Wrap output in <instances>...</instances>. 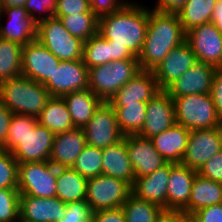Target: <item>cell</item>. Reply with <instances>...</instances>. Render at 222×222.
<instances>
[{
    "instance_id": "cell-1",
    "label": "cell",
    "mask_w": 222,
    "mask_h": 222,
    "mask_svg": "<svg viewBox=\"0 0 222 222\" xmlns=\"http://www.w3.org/2000/svg\"><path fill=\"white\" fill-rule=\"evenodd\" d=\"M186 41V32L176 12L149 9L144 44L138 55L141 70L152 71L168 53Z\"/></svg>"
},
{
    "instance_id": "cell-2",
    "label": "cell",
    "mask_w": 222,
    "mask_h": 222,
    "mask_svg": "<svg viewBox=\"0 0 222 222\" xmlns=\"http://www.w3.org/2000/svg\"><path fill=\"white\" fill-rule=\"evenodd\" d=\"M149 7L136 1L99 18L98 33L111 44L126 46L135 56L140 54L147 30Z\"/></svg>"
},
{
    "instance_id": "cell-3",
    "label": "cell",
    "mask_w": 222,
    "mask_h": 222,
    "mask_svg": "<svg viewBox=\"0 0 222 222\" xmlns=\"http://www.w3.org/2000/svg\"><path fill=\"white\" fill-rule=\"evenodd\" d=\"M50 97L43 84L23 75L0 82V99L13 114L37 117Z\"/></svg>"
},
{
    "instance_id": "cell-4",
    "label": "cell",
    "mask_w": 222,
    "mask_h": 222,
    "mask_svg": "<svg viewBox=\"0 0 222 222\" xmlns=\"http://www.w3.org/2000/svg\"><path fill=\"white\" fill-rule=\"evenodd\" d=\"M139 70L138 59H122L89 68L88 88L102 101L109 102Z\"/></svg>"
},
{
    "instance_id": "cell-5",
    "label": "cell",
    "mask_w": 222,
    "mask_h": 222,
    "mask_svg": "<svg viewBox=\"0 0 222 222\" xmlns=\"http://www.w3.org/2000/svg\"><path fill=\"white\" fill-rule=\"evenodd\" d=\"M176 123L192 130L220 127V119L210 94H192L173 99Z\"/></svg>"
},
{
    "instance_id": "cell-6",
    "label": "cell",
    "mask_w": 222,
    "mask_h": 222,
    "mask_svg": "<svg viewBox=\"0 0 222 222\" xmlns=\"http://www.w3.org/2000/svg\"><path fill=\"white\" fill-rule=\"evenodd\" d=\"M37 40L60 61L80 60L83 57L84 41L72 36L54 16L37 24Z\"/></svg>"
},
{
    "instance_id": "cell-7",
    "label": "cell",
    "mask_w": 222,
    "mask_h": 222,
    "mask_svg": "<svg viewBox=\"0 0 222 222\" xmlns=\"http://www.w3.org/2000/svg\"><path fill=\"white\" fill-rule=\"evenodd\" d=\"M58 168L49 161L18 164L17 189L20 195L56 197Z\"/></svg>"
},
{
    "instance_id": "cell-8",
    "label": "cell",
    "mask_w": 222,
    "mask_h": 222,
    "mask_svg": "<svg viewBox=\"0 0 222 222\" xmlns=\"http://www.w3.org/2000/svg\"><path fill=\"white\" fill-rule=\"evenodd\" d=\"M131 193L128 182L100 174L88 179L85 201L93 212L115 209L122 207Z\"/></svg>"
},
{
    "instance_id": "cell-9",
    "label": "cell",
    "mask_w": 222,
    "mask_h": 222,
    "mask_svg": "<svg viewBox=\"0 0 222 222\" xmlns=\"http://www.w3.org/2000/svg\"><path fill=\"white\" fill-rule=\"evenodd\" d=\"M83 130L87 144L101 149L118 143L125 136L119 128L113 106L105 101L96 108Z\"/></svg>"
},
{
    "instance_id": "cell-10",
    "label": "cell",
    "mask_w": 222,
    "mask_h": 222,
    "mask_svg": "<svg viewBox=\"0 0 222 222\" xmlns=\"http://www.w3.org/2000/svg\"><path fill=\"white\" fill-rule=\"evenodd\" d=\"M186 42L191 46L197 62L220 68L222 64V34L213 22L193 27L187 31Z\"/></svg>"
},
{
    "instance_id": "cell-11",
    "label": "cell",
    "mask_w": 222,
    "mask_h": 222,
    "mask_svg": "<svg viewBox=\"0 0 222 222\" xmlns=\"http://www.w3.org/2000/svg\"><path fill=\"white\" fill-rule=\"evenodd\" d=\"M222 150L220 127L190 131L185 153L180 164L196 170Z\"/></svg>"
},
{
    "instance_id": "cell-12",
    "label": "cell",
    "mask_w": 222,
    "mask_h": 222,
    "mask_svg": "<svg viewBox=\"0 0 222 222\" xmlns=\"http://www.w3.org/2000/svg\"><path fill=\"white\" fill-rule=\"evenodd\" d=\"M89 69L83 60L60 61L52 77L43 85L51 96L62 97L65 94L88 88Z\"/></svg>"
},
{
    "instance_id": "cell-13",
    "label": "cell",
    "mask_w": 222,
    "mask_h": 222,
    "mask_svg": "<svg viewBox=\"0 0 222 222\" xmlns=\"http://www.w3.org/2000/svg\"><path fill=\"white\" fill-rule=\"evenodd\" d=\"M60 60L39 40L35 39L22 48V75L44 84Z\"/></svg>"
},
{
    "instance_id": "cell-14",
    "label": "cell",
    "mask_w": 222,
    "mask_h": 222,
    "mask_svg": "<svg viewBox=\"0 0 222 222\" xmlns=\"http://www.w3.org/2000/svg\"><path fill=\"white\" fill-rule=\"evenodd\" d=\"M175 124L173 99L166 90H160L147 102L144 125L137 135L151 138Z\"/></svg>"
},
{
    "instance_id": "cell-15",
    "label": "cell",
    "mask_w": 222,
    "mask_h": 222,
    "mask_svg": "<svg viewBox=\"0 0 222 222\" xmlns=\"http://www.w3.org/2000/svg\"><path fill=\"white\" fill-rule=\"evenodd\" d=\"M54 133L38 122L32 130H28L21 142L11 151L16 161L42 162L49 161L52 150Z\"/></svg>"
},
{
    "instance_id": "cell-16",
    "label": "cell",
    "mask_w": 222,
    "mask_h": 222,
    "mask_svg": "<svg viewBox=\"0 0 222 222\" xmlns=\"http://www.w3.org/2000/svg\"><path fill=\"white\" fill-rule=\"evenodd\" d=\"M196 63L195 54L186 41L172 49L162 62L152 70L159 89L166 90Z\"/></svg>"
},
{
    "instance_id": "cell-17",
    "label": "cell",
    "mask_w": 222,
    "mask_h": 222,
    "mask_svg": "<svg viewBox=\"0 0 222 222\" xmlns=\"http://www.w3.org/2000/svg\"><path fill=\"white\" fill-rule=\"evenodd\" d=\"M126 149L135 178L149 175L167 164L149 138L126 135Z\"/></svg>"
},
{
    "instance_id": "cell-18",
    "label": "cell",
    "mask_w": 222,
    "mask_h": 222,
    "mask_svg": "<svg viewBox=\"0 0 222 222\" xmlns=\"http://www.w3.org/2000/svg\"><path fill=\"white\" fill-rule=\"evenodd\" d=\"M4 16L8 17V24L4 23L5 25L1 21ZM0 37L24 46L37 39V23L24 7L2 8L0 10Z\"/></svg>"
},
{
    "instance_id": "cell-19",
    "label": "cell",
    "mask_w": 222,
    "mask_h": 222,
    "mask_svg": "<svg viewBox=\"0 0 222 222\" xmlns=\"http://www.w3.org/2000/svg\"><path fill=\"white\" fill-rule=\"evenodd\" d=\"M216 69L212 65L197 62L187 69L166 91L172 99L192 94H210Z\"/></svg>"
},
{
    "instance_id": "cell-20",
    "label": "cell",
    "mask_w": 222,
    "mask_h": 222,
    "mask_svg": "<svg viewBox=\"0 0 222 222\" xmlns=\"http://www.w3.org/2000/svg\"><path fill=\"white\" fill-rule=\"evenodd\" d=\"M86 145L83 128L74 127L55 134L49 162L57 168H72Z\"/></svg>"
},
{
    "instance_id": "cell-21",
    "label": "cell",
    "mask_w": 222,
    "mask_h": 222,
    "mask_svg": "<svg viewBox=\"0 0 222 222\" xmlns=\"http://www.w3.org/2000/svg\"><path fill=\"white\" fill-rule=\"evenodd\" d=\"M160 91L152 71L139 72L124 84L109 100L113 107H124V103L148 102Z\"/></svg>"
},
{
    "instance_id": "cell-22",
    "label": "cell",
    "mask_w": 222,
    "mask_h": 222,
    "mask_svg": "<svg viewBox=\"0 0 222 222\" xmlns=\"http://www.w3.org/2000/svg\"><path fill=\"white\" fill-rule=\"evenodd\" d=\"M170 173L171 163H167L149 175L136 177L131 186L132 194L167 209V189Z\"/></svg>"
},
{
    "instance_id": "cell-23",
    "label": "cell",
    "mask_w": 222,
    "mask_h": 222,
    "mask_svg": "<svg viewBox=\"0 0 222 222\" xmlns=\"http://www.w3.org/2000/svg\"><path fill=\"white\" fill-rule=\"evenodd\" d=\"M66 206L67 204L57 197L20 195L19 215L33 222H58L64 216Z\"/></svg>"
},
{
    "instance_id": "cell-24",
    "label": "cell",
    "mask_w": 222,
    "mask_h": 222,
    "mask_svg": "<svg viewBox=\"0 0 222 222\" xmlns=\"http://www.w3.org/2000/svg\"><path fill=\"white\" fill-rule=\"evenodd\" d=\"M197 171L180 163H171L167 189V209L183 210L189 203Z\"/></svg>"
},
{
    "instance_id": "cell-25",
    "label": "cell",
    "mask_w": 222,
    "mask_h": 222,
    "mask_svg": "<svg viewBox=\"0 0 222 222\" xmlns=\"http://www.w3.org/2000/svg\"><path fill=\"white\" fill-rule=\"evenodd\" d=\"M189 134V129L176 123L149 139L167 163H180L187 147Z\"/></svg>"
},
{
    "instance_id": "cell-26",
    "label": "cell",
    "mask_w": 222,
    "mask_h": 222,
    "mask_svg": "<svg viewBox=\"0 0 222 222\" xmlns=\"http://www.w3.org/2000/svg\"><path fill=\"white\" fill-rule=\"evenodd\" d=\"M102 174L128 182L131 186L135 174L126 149V135L118 143L102 149Z\"/></svg>"
},
{
    "instance_id": "cell-27",
    "label": "cell",
    "mask_w": 222,
    "mask_h": 222,
    "mask_svg": "<svg viewBox=\"0 0 222 222\" xmlns=\"http://www.w3.org/2000/svg\"><path fill=\"white\" fill-rule=\"evenodd\" d=\"M222 203V182L212 181L197 173L191 189L188 205L183 209L193 215L199 209Z\"/></svg>"
},
{
    "instance_id": "cell-28",
    "label": "cell",
    "mask_w": 222,
    "mask_h": 222,
    "mask_svg": "<svg viewBox=\"0 0 222 222\" xmlns=\"http://www.w3.org/2000/svg\"><path fill=\"white\" fill-rule=\"evenodd\" d=\"M67 104L74 127L84 128L102 100L89 88L62 96Z\"/></svg>"
},
{
    "instance_id": "cell-29",
    "label": "cell",
    "mask_w": 222,
    "mask_h": 222,
    "mask_svg": "<svg viewBox=\"0 0 222 222\" xmlns=\"http://www.w3.org/2000/svg\"><path fill=\"white\" fill-rule=\"evenodd\" d=\"M37 122L54 134L74 128L67 104L63 97L59 96H51L49 98L45 107L37 116Z\"/></svg>"
},
{
    "instance_id": "cell-30",
    "label": "cell",
    "mask_w": 222,
    "mask_h": 222,
    "mask_svg": "<svg viewBox=\"0 0 222 222\" xmlns=\"http://www.w3.org/2000/svg\"><path fill=\"white\" fill-rule=\"evenodd\" d=\"M87 181L73 168H58L56 197L66 204L85 200Z\"/></svg>"
},
{
    "instance_id": "cell-31",
    "label": "cell",
    "mask_w": 222,
    "mask_h": 222,
    "mask_svg": "<svg viewBox=\"0 0 222 222\" xmlns=\"http://www.w3.org/2000/svg\"><path fill=\"white\" fill-rule=\"evenodd\" d=\"M216 0H187L176 12L185 32L211 22Z\"/></svg>"
},
{
    "instance_id": "cell-32",
    "label": "cell",
    "mask_w": 222,
    "mask_h": 222,
    "mask_svg": "<svg viewBox=\"0 0 222 222\" xmlns=\"http://www.w3.org/2000/svg\"><path fill=\"white\" fill-rule=\"evenodd\" d=\"M147 102L124 103V107H113L117 123L124 135H137L144 125Z\"/></svg>"
},
{
    "instance_id": "cell-33",
    "label": "cell",
    "mask_w": 222,
    "mask_h": 222,
    "mask_svg": "<svg viewBox=\"0 0 222 222\" xmlns=\"http://www.w3.org/2000/svg\"><path fill=\"white\" fill-rule=\"evenodd\" d=\"M22 48L0 37V82L22 75Z\"/></svg>"
},
{
    "instance_id": "cell-34",
    "label": "cell",
    "mask_w": 222,
    "mask_h": 222,
    "mask_svg": "<svg viewBox=\"0 0 222 222\" xmlns=\"http://www.w3.org/2000/svg\"><path fill=\"white\" fill-rule=\"evenodd\" d=\"M54 17L59 18L72 36L78 37L84 42L98 33L99 18L94 13Z\"/></svg>"
},
{
    "instance_id": "cell-35",
    "label": "cell",
    "mask_w": 222,
    "mask_h": 222,
    "mask_svg": "<svg viewBox=\"0 0 222 222\" xmlns=\"http://www.w3.org/2000/svg\"><path fill=\"white\" fill-rule=\"evenodd\" d=\"M127 222H155L163 210L159 205L130 194L121 207Z\"/></svg>"
},
{
    "instance_id": "cell-36",
    "label": "cell",
    "mask_w": 222,
    "mask_h": 222,
    "mask_svg": "<svg viewBox=\"0 0 222 222\" xmlns=\"http://www.w3.org/2000/svg\"><path fill=\"white\" fill-rule=\"evenodd\" d=\"M82 60L88 69L111 63L109 40L99 33L90 37L84 42Z\"/></svg>"
},
{
    "instance_id": "cell-37",
    "label": "cell",
    "mask_w": 222,
    "mask_h": 222,
    "mask_svg": "<svg viewBox=\"0 0 222 222\" xmlns=\"http://www.w3.org/2000/svg\"><path fill=\"white\" fill-rule=\"evenodd\" d=\"M102 160V149L87 144L72 168L87 179L93 178L102 174Z\"/></svg>"
},
{
    "instance_id": "cell-38",
    "label": "cell",
    "mask_w": 222,
    "mask_h": 222,
    "mask_svg": "<svg viewBox=\"0 0 222 222\" xmlns=\"http://www.w3.org/2000/svg\"><path fill=\"white\" fill-rule=\"evenodd\" d=\"M37 123V117L22 114H13L6 142L1 146L11 152L22 140L28 130H32Z\"/></svg>"
},
{
    "instance_id": "cell-39",
    "label": "cell",
    "mask_w": 222,
    "mask_h": 222,
    "mask_svg": "<svg viewBox=\"0 0 222 222\" xmlns=\"http://www.w3.org/2000/svg\"><path fill=\"white\" fill-rule=\"evenodd\" d=\"M18 164L11 152L0 147V189H17Z\"/></svg>"
},
{
    "instance_id": "cell-40",
    "label": "cell",
    "mask_w": 222,
    "mask_h": 222,
    "mask_svg": "<svg viewBox=\"0 0 222 222\" xmlns=\"http://www.w3.org/2000/svg\"><path fill=\"white\" fill-rule=\"evenodd\" d=\"M18 189H0V222H14L19 215Z\"/></svg>"
},
{
    "instance_id": "cell-41",
    "label": "cell",
    "mask_w": 222,
    "mask_h": 222,
    "mask_svg": "<svg viewBox=\"0 0 222 222\" xmlns=\"http://www.w3.org/2000/svg\"><path fill=\"white\" fill-rule=\"evenodd\" d=\"M56 7L57 0H27L24 5L25 10L37 24L40 21L52 18Z\"/></svg>"
},
{
    "instance_id": "cell-42",
    "label": "cell",
    "mask_w": 222,
    "mask_h": 222,
    "mask_svg": "<svg viewBox=\"0 0 222 222\" xmlns=\"http://www.w3.org/2000/svg\"><path fill=\"white\" fill-rule=\"evenodd\" d=\"M91 207L85 201L67 203L65 214L58 222H91Z\"/></svg>"
},
{
    "instance_id": "cell-43",
    "label": "cell",
    "mask_w": 222,
    "mask_h": 222,
    "mask_svg": "<svg viewBox=\"0 0 222 222\" xmlns=\"http://www.w3.org/2000/svg\"><path fill=\"white\" fill-rule=\"evenodd\" d=\"M93 13L90 0H57L54 16H68L73 14Z\"/></svg>"
},
{
    "instance_id": "cell-44",
    "label": "cell",
    "mask_w": 222,
    "mask_h": 222,
    "mask_svg": "<svg viewBox=\"0 0 222 222\" xmlns=\"http://www.w3.org/2000/svg\"><path fill=\"white\" fill-rule=\"evenodd\" d=\"M198 174L212 181L222 182V150L211 157L199 169Z\"/></svg>"
},
{
    "instance_id": "cell-45",
    "label": "cell",
    "mask_w": 222,
    "mask_h": 222,
    "mask_svg": "<svg viewBox=\"0 0 222 222\" xmlns=\"http://www.w3.org/2000/svg\"><path fill=\"white\" fill-rule=\"evenodd\" d=\"M130 0H90L91 11L98 17L120 10Z\"/></svg>"
},
{
    "instance_id": "cell-46",
    "label": "cell",
    "mask_w": 222,
    "mask_h": 222,
    "mask_svg": "<svg viewBox=\"0 0 222 222\" xmlns=\"http://www.w3.org/2000/svg\"><path fill=\"white\" fill-rule=\"evenodd\" d=\"M91 222H127L122 208L101 209L92 213Z\"/></svg>"
},
{
    "instance_id": "cell-47",
    "label": "cell",
    "mask_w": 222,
    "mask_h": 222,
    "mask_svg": "<svg viewBox=\"0 0 222 222\" xmlns=\"http://www.w3.org/2000/svg\"><path fill=\"white\" fill-rule=\"evenodd\" d=\"M193 216L198 222H222V203L199 209Z\"/></svg>"
},
{
    "instance_id": "cell-48",
    "label": "cell",
    "mask_w": 222,
    "mask_h": 222,
    "mask_svg": "<svg viewBox=\"0 0 222 222\" xmlns=\"http://www.w3.org/2000/svg\"><path fill=\"white\" fill-rule=\"evenodd\" d=\"M210 95L216 111L222 120V71L220 69H216L213 75Z\"/></svg>"
},
{
    "instance_id": "cell-49",
    "label": "cell",
    "mask_w": 222,
    "mask_h": 222,
    "mask_svg": "<svg viewBox=\"0 0 222 222\" xmlns=\"http://www.w3.org/2000/svg\"><path fill=\"white\" fill-rule=\"evenodd\" d=\"M13 113L3 104L0 99V147L6 142L9 124Z\"/></svg>"
},
{
    "instance_id": "cell-50",
    "label": "cell",
    "mask_w": 222,
    "mask_h": 222,
    "mask_svg": "<svg viewBox=\"0 0 222 222\" xmlns=\"http://www.w3.org/2000/svg\"><path fill=\"white\" fill-rule=\"evenodd\" d=\"M111 51V62L122 59H138L126 46L119 44H111L109 42Z\"/></svg>"
},
{
    "instance_id": "cell-51",
    "label": "cell",
    "mask_w": 222,
    "mask_h": 222,
    "mask_svg": "<svg viewBox=\"0 0 222 222\" xmlns=\"http://www.w3.org/2000/svg\"><path fill=\"white\" fill-rule=\"evenodd\" d=\"M186 2L187 0H156L152 8L163 12H177Z\"/></svg>"
},
{
    "instance_id": "cell-52",
    "label": "cell",
    "mask_w": 222,
    "mask_h": 222,
    "mask_svg": "<svg viewBox=\"0 0 222 222\" xmlns=\"http://www.w3.org/2000/svg\"><path fill=\"white\" fill-rule=\"evenodd\" d=\"M155 222H181V210L163 209Z\"/></svg>"
},
{
    "instance_id": "cell-53",
    "label": "cell",
    "mask_w": 222,
    "mask_h": 222,
    "mask_svg": "<svg viewBox=\"0 0 222 222\" xmlns=\"http://www.w3.org/2000/svg\"><path fill=\"white\" fill-rule=\"evenodd\" d=\"M211 22L216 25V28L222 34V0H216Z\"/></svg>"
},
{
    "instance_id": "cell-54",
    "label": "cell",
    "mask_w": 222,
    "mask_h": 222,
    "mask_svg": "<svg viewBox=\"0 0 222 222\" xmlns=\"http://www.w3.org/2000/svg\"><path fill=\"white\" fill-rule=\"evenodd\" d=\"M27 0H0V10L6 7H24Z\"/></svg>"
},
{
    "instance_id": "cell-55",
    "label": "cell",
    "mask_w": 222,
    "mask_h": 222,
    "mask_svg": "<svg viewBox=\"0 0 222 222\" xmlns=\"http://www.w3.org/2000/svg\"><path fill=\"white\" fill-rule=\"evenodd\" d=\"M181 222H198V220L193 215L186 214L181 210Z\"/></svg>"
},
{
    "instance_id": "cell-56",
    "label": "cell",
    "mask_w": 222,
    "mask_h": 222,
    "mask_svg": "<svg viewBox=\"0 0 222 222\" xmlns=\"http://www.w3.org/2000/svg\"><path fill=\"white\" fill-rule=\"evenodd\" d=\"M14 222H33V221L28 220V219L22 217L21 215H18V217L16 218V220Z\"/></svg>"
},
{
    "instance_id": "cell-57",
    "label": "cell",
    "mask_w": 222,
    "mask_h": 222,
    "mask_svg": "<svg viewBox=\"0 0 222 222\" xmlns=\"http://www.w3.org/2000/svg\"><path fill=\"white\" fill-rule=\"evenodd\" d=\"M220 132H221V136H222V123L220 125Z\"/></svg>"
}]
</instances>
